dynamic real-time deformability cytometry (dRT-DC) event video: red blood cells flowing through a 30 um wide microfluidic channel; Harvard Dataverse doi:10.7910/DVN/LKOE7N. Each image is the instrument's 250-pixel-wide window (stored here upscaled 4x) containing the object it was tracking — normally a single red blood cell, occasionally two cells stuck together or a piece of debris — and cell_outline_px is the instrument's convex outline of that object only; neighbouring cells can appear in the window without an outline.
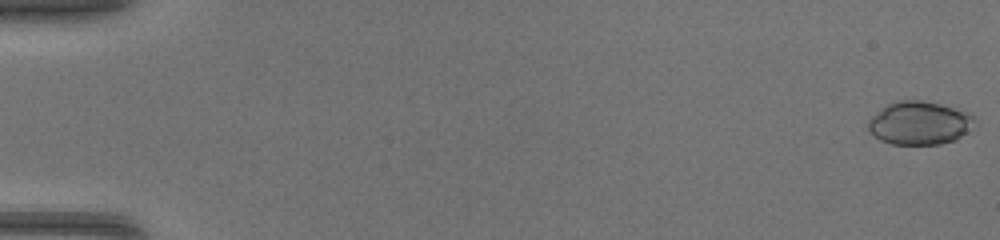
{"species": "common noctule bat (a hibernating species)", "species_latin": "Nyctalus noctula", "temperature_condition": "warm", "stored_images_in_passage": 46, "camera_frame_rate_fps": 3000, "um_per_image_px": 0.085, "animal": {"sex": "female", "body_mass_g": 17.0, "forearm_length_mm": 48.0}, "frame": {"image": 1, "passage_image": 1, "time_ms": 0.0, "image_size_px": [1000, 240], "cell_outline_px": [[976, 120], [956, 140], [940, 144], [892, 144], [880, 140], [868, 132], [868, 120], [872, 116], [888, 104], [896, 100], [920, 100], [940, 104], [968, 112]], "centroid_in_image_um": [78.1, 10.46], "position_along_channel_um": 6.9, "area_um2": 26.59}}
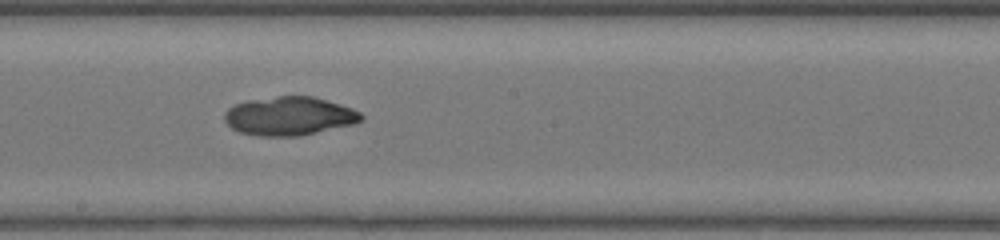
{"frame": {"image": 2, "passage_image": 27, "time_ms": 8.667, "image_size_px": [1000, 240], "cell_outline_px": [[364, 120], [356, 124], [296, 136], [260, 136], [240, 132], [232, 128], [224, 120], [224, 112], [228, 108], [236, 104], [248, 100], [276, 96], [312, 96], [340, 104], [352, 108], [360, 112], [364, 116]], "centroid_in_image_um": [24.61, 9.86], "position_along_channel_um": 223.6, "area_um2": 30.81}}
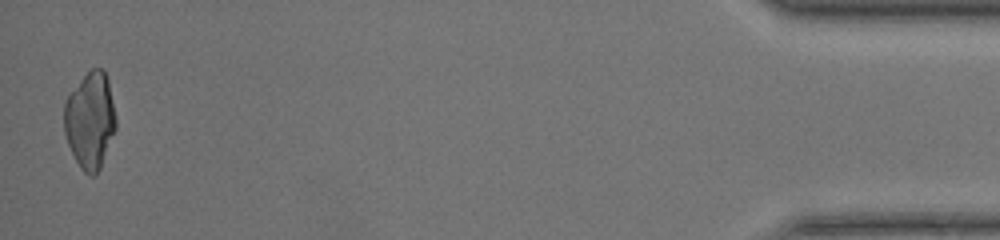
{"frame": {"image": 3, "passage_image": 46, "time_ms": 15.0, "image_size_px": [1000, 240], "cell_outline_px": [[116, 128], [100, 168], [92, 176], [88, 176], [80, 168], [68, 144], [64, 132], [64, 104], [68, 96], [80, 80], [92, 68], [104, 68], [108, 80], [116, 116]], "centroid_in_image_um": [7.66, 10.23], "position_along_channel_um": 427.5, "area_um2": 28.96}}